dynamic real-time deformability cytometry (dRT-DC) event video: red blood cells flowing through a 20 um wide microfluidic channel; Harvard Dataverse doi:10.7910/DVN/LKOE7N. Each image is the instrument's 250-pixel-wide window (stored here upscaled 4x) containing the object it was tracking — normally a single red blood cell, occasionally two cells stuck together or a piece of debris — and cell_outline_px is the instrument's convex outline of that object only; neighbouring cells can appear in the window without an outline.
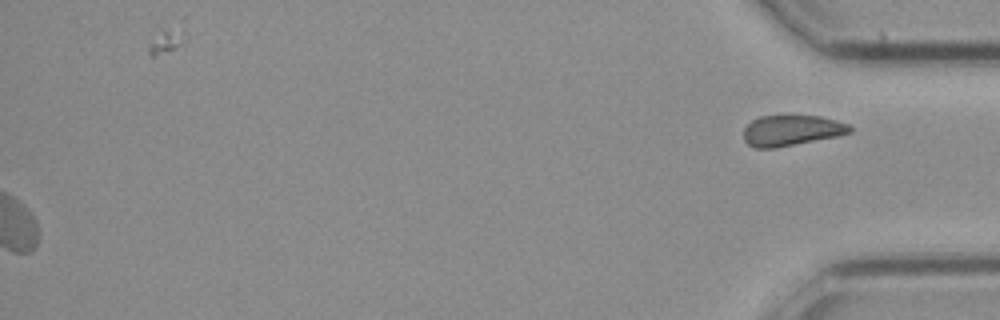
{"species": "common noctule bat (a hibernating species)", "species_latin": "Nyctalus noctula", "temperature_condition": "cold", "stored_images_in_passage": 20, "segment_of_instrument_passage": [2, 2], "camera_frame_rate_fps": 3000, "um_per_image_px": 0.085, "animal": {"sex": "female", "body_mass_g": 21.9}, "frame": {"image": 1, "passage_image": 20, "time_ms": 6.333, "image_size_px": [1000, 320], "cell_outline_px": [[852, 132], [836, 136], [776, 148], [752, 148], [744, 140], [744, 128], [752, 120], [760, 116], [792, 112], [820, 116], [836, 120], [848, 124], [852, 128]], "centroid_in_image_um": [67.25, 11.03], "position_along_channel_um": 367.9, "area_um2": 19.77}}